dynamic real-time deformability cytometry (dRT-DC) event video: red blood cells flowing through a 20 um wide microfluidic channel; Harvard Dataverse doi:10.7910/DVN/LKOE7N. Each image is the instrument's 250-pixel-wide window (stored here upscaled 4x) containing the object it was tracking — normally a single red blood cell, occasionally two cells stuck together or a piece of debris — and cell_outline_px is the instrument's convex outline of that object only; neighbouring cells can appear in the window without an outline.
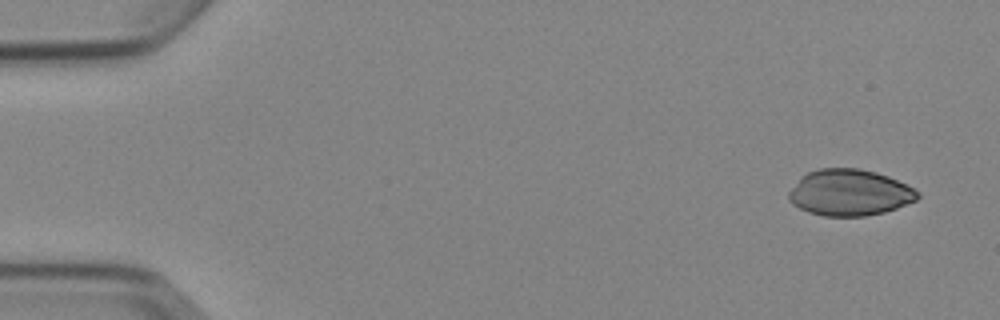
{"species": "Egyptian fruit bat (a non-hibernating species)", "species_latin": "Rousettus aegyptiacus", "temperature_condition": "cold", "stored_images_in_passage": 5, "camera_frame_rate_fps": 3000, "um_per_image_px": 0.085, "animal": {"sex": "female"}, "frame": {"image": 1, "passage_image": 1, "time_ms": 0.0, "image_size_px": [1000, 320], "cell_outline_px": [[920, 196], [916, 200], [896, 208], [884, 212], [864, 216], [824, 216], [808, 212], [792, 204], [788, 200], [788, 192], [800, 176], [808, 172], [820, 168], [860, 168], [876, 172], [888, 176], [920, 192]], "centroid_in_image_um": [72.18, 16.37], "position_along_channel_um": 12.8, "area_um2": 34.8}}